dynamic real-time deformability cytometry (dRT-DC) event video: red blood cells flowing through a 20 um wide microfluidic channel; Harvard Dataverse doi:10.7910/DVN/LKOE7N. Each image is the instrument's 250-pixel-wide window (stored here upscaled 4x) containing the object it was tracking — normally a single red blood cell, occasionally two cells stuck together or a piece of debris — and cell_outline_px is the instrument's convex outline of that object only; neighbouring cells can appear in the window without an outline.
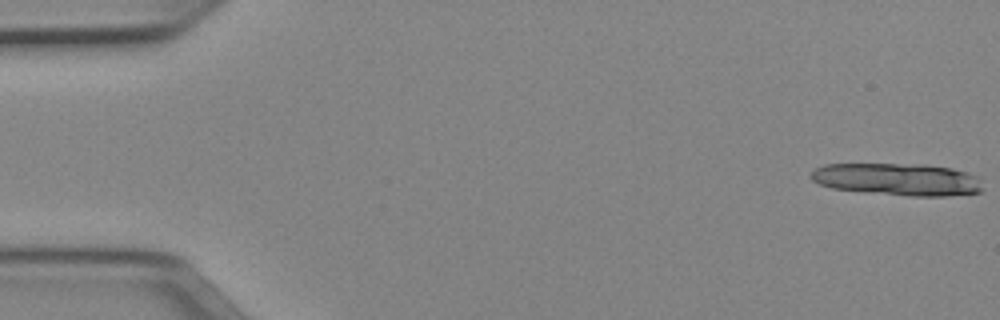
{"species": "Egyptian fruit bat (a non-hibernating species)", "species_latin": "Rousettus aegyptiacus", "temperature_condition": "cold", "stored_images_in_passage": 13, "camera_frame_rate_fps": 3000, "um_per_image_px": 0.085, "animal": {"sex": "female"}, "frame": {"image": 1, "passage_image": 1, "time_ms": 0.0, "image_size_px": [1000, 320], "cell_outline_px": [[984, 188], [980, 192], [948, 196], [908, 196], [868, 192], [832, 188], [820, 184], [812, 180], [808, 176], [816, 168], [824, 164], [924, 164], [952, 168], [968, 172], [980, 176]], "centroid_in_image_um": [76.36, 15.24], "position_along_channel_um": 8.6, "area_um2": 32.66}}